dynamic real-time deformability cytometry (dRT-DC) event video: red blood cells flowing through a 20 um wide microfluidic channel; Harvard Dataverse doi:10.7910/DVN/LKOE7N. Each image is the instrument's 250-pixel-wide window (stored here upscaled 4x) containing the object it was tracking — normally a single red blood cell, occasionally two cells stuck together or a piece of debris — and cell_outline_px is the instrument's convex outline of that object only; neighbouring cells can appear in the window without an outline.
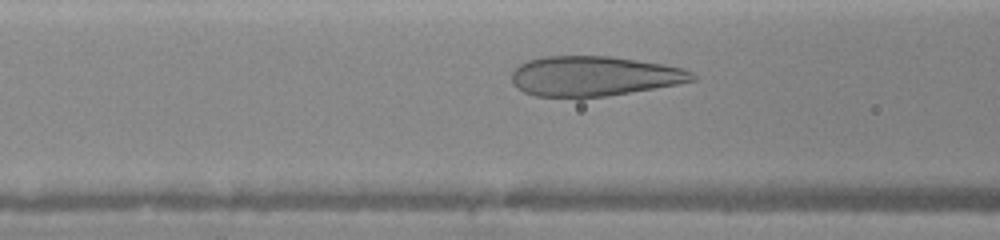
{"species": "human", "species_latin": "Homo sapiens", "temperature_condition": "warm", "stored_images_in_passage": 18, "camera_frame_rate_fps": 3000, "um_per_image_px": 0.085, "donor": {"sex": "female"}, "frame": {"image": 1, "passage_image": 11, "time_ms": 2.333, "image_size_px": [1000, 240], "cell_outline_px": [[696, 80], [676, 84], [608, 96], [536, 96], [524, 92], [516, 88], [512, 80], [512, 72], [520, 64], [528, 60], [544, 56], [608, 56], [664, 64], [684, 68], [692, 72], [696, 76]], "centroid_in_image_um": [50.49, 6.46], "position_along_channel_um": 116.1, "area_um2": 41.67}}
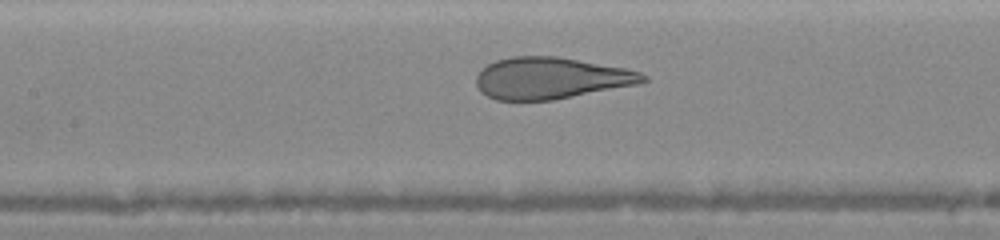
{"frame": {"image": 2, "passage_image": 15, "time_ms": 3.333, "image_size_px": [1000, 240], "cell_outline_px": [[648, 80], [636, 84], [552, 100], [496, 100], [480, 92], [476, 84], [476, 76], [480, 68], [496, 60], [512, 56], [556, 56], [624, 68], [640, 72], [648, 76]], "centroid_in_image_um": [46.76, 6.64], "position_along_channel_um": 160.6, "area_um2": 40.23}}